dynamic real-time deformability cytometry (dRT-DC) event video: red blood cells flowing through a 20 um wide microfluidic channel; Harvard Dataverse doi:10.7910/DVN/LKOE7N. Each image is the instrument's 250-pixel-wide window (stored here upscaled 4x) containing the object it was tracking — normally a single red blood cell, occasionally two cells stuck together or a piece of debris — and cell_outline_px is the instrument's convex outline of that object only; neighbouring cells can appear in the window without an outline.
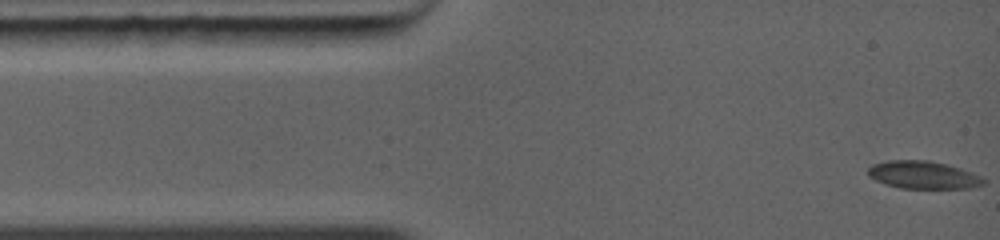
{"species": "common noctule bat (a hibernating species)", "species_latin": "Nyctalus noctula", "temperature_condition": "warm", "stored_images_in_passage": 5, "camera_frame_rate_fps": 5000, "um_per_image_px": 0.085, "animal": {"sex": "female", "body_mass_g": 19.0, "forearm_length_mm": 56.7}, "frame": {"image": 1, "passage_image": 1, "time_ms": 0.0, "image_size_px": [1000, 240], "cell_outline_px": [[984, 184], [968, 188], [900, 188], [876, 180], [868, 176], [868, 168], [872, 164], [888, 160], [928, 160], [960, 168], [972, 172], [980, 176], [984, 180]], "centroid_in_image_um": [78.45, 14.86], "position_along_channel_um": 6.6, "area_um2": 18.44}}
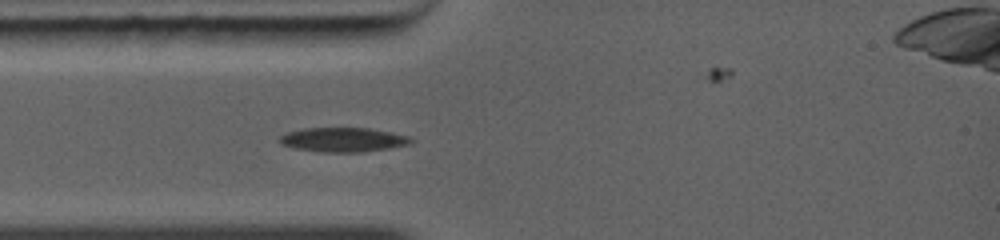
{"frame": {"image": 2, "passage_image": 4, "time_ms": 2.6, "image_size_px": [1000, 240], "cell_outline_px": [[412, 140], [408, 144], [388, 148], [364, 152], [324, 152], [296, 148], [280, 144], [280, 136], [288, 132], [304, 128], [368, 128], [392, 132], [408, 136]], "centroid_in_image_um": [29.16, 11.87], "position_along_channel_um": 55.8, "area_um2": 18.38}}
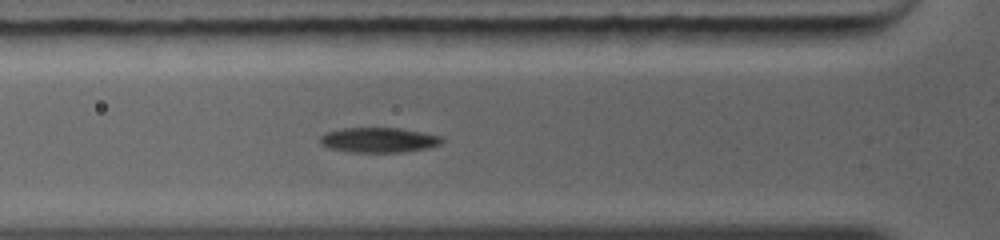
{"frame": {"image": 3, "passage_image": 5, "time_ms": 3.4, "image_size_px": [1000, 240], "cell_outline_px": [[444, 140], [440, 144], [428, 148], [400, 152], [352, 152], [328, 148], [320, 144], [320, 136], [328, 132], [344, 128], [400, 128], [440, 136]], "centroid_in_image_um": [32.18, 11.9], "position_along_channel_um": 93.6, "area_um2": 17.57}}